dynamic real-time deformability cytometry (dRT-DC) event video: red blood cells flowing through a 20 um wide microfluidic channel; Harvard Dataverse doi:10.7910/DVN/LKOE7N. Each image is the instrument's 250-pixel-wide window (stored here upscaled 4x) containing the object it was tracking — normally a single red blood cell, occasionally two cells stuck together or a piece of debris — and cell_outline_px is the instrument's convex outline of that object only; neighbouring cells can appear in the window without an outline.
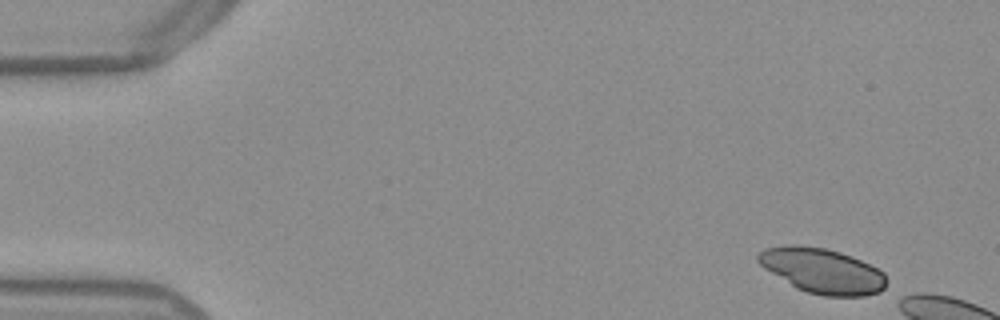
{"species": "Egyptian fruit bat (a non-hibernating species)", "species_latin": "Rousettus aegyptiacus", "temperature_condition": "warm", "stored_images_in_passage": 7, "camera_frame_rate_fps": 3000, "um_per_image_px": 0.085, "frame": {"image": 1, "passage_image": 1, "time_ms": 0.0, "image_size_px": [1000, 320], "cell_outline_px": [[884, 288], [880, 292], [864, 296], [824, 296], [808, 292], [796, 288], [764, 268], [756, 260], [756, 256], [764, 248], [784, 244], [796, 244], [824, 248], [840, 252], [852, 256], [884, 272]], "centroid_in_image_um": [69.85, 23.0], "position_along_channel_um": 15.2, "area_um2": 33.58}}